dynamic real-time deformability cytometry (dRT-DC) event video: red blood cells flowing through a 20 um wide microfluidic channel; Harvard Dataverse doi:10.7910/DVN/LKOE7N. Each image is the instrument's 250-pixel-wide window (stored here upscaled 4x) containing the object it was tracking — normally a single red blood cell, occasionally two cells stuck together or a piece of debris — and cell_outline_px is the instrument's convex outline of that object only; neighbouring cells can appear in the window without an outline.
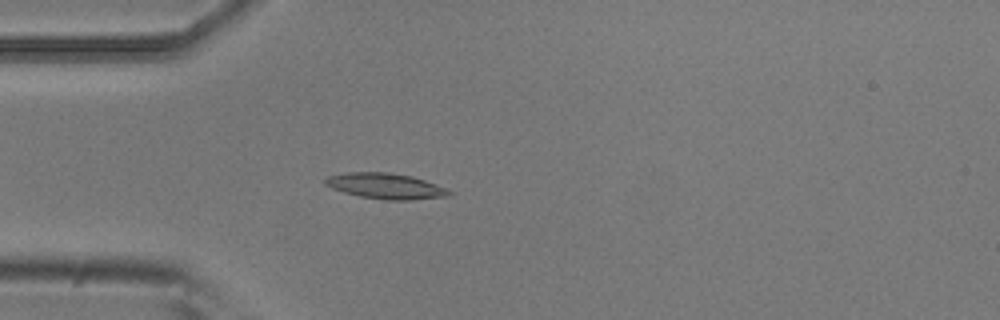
{"species": "common noctule bat (a hibernating species)", "species_latin": "Nyctalus noctula", "temperature_condition": "room temperature", "stored_images_in_passage": 5, "camera_frame_rate_fps": 3000, "um_per_image_px": 0.085, "animal": {"sex": "male", "body_mass_g": 20.5, "forearm_length_mm": 52.5}, "frame": {"image": 1, "passage_image": 5, "time_ms": 1.333, "image_size_px": [1000, 320], "cell_outline_px": [[452, 196], [408, 200], [384, 200], [360, 196], [344, 192], [332, 188], [324, 184], [324, 180], [328, 176], [348, 172], [388, 172], [412, 176], [424, 180], [444, 188], [452, 192]], "centroid_in_image_um": [32.77, 15.81], "position_along_channel_um": 52.2, "area_um2": 18.44}}